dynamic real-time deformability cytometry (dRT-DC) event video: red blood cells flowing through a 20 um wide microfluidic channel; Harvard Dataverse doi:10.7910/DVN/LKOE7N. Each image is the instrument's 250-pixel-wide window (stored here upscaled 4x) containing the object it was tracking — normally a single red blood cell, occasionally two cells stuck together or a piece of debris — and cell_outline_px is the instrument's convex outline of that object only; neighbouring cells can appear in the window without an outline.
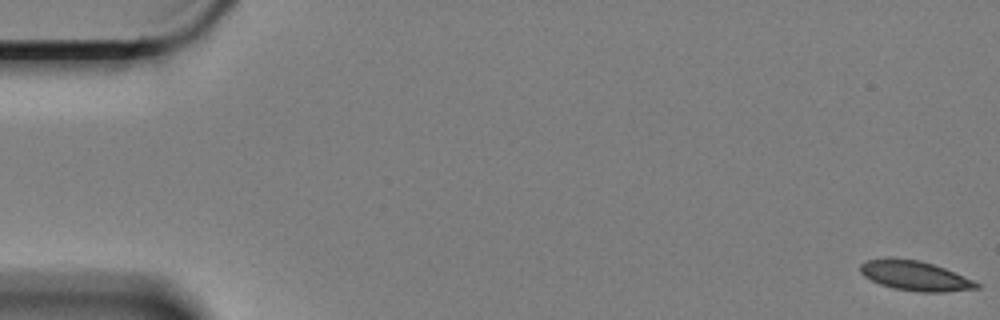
{"species": "Egyptian fruit bat (a non-hibernating species)", "species_latin": "Rousettus aegyptiacus", "temperature_condition": "cold", "stored_images_in_passage": 60, "camera_frame_rate_fps": 3000, "um_per_image_px": 0.085, "animal": {"sex": "female"}, "frame": {"image": 1, "passage_image": 1, "time_ms": 0.0, "image_size_px": [1000, 320], "cell_outline_px": [[980, 288], [948, 292], [916, 292], [892, 288], [880, 284], [864, 276], [860, 272], [860, 264], [868, 260], [920, 260], [944, 268], [972, 280], [980, 284]], "centroid_in_image_um": [77.81, 23.49], "position_along_channel_um": 7.2, "area_um2": 19.59}}
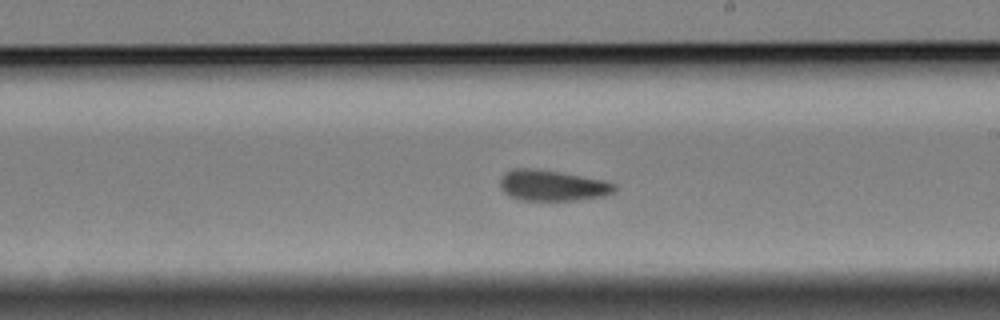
{"frame": {"image": 2, "passage_image": 35, "time_ms": 11.333, "image_size_px": [1000, 320], "cell_outline_px": [[616, 188], [612, 192], [604, 196], [576, 200], [520, 200], [508, 196], [500, 188], [500, 180], [504, 172], [512, 168], [528, 168], [560, 172], [604, 180], [616, 184]], "centroid_in_image_um": [46.91, 15.76], "position_along_channel_um": 242.1, "area_um2": 20.58}}
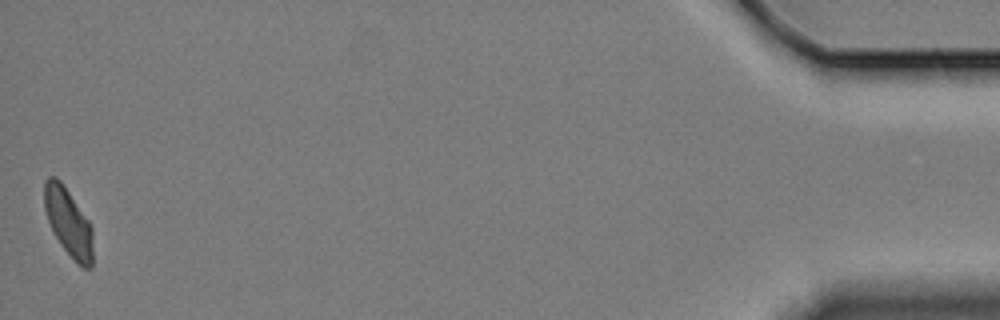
{"frame": {"image": 3, "passage_image": 60, "time_ms": 19.667, "image_size_px": [1000, 320], "cell_outline_px": [[92, 268], [84, 268], [76, 264], [60, 244], [52, 232], [44, 208], [44, 180], [48, 176], [56, 176], [60, 180], [88, 220], [92, 228]], "centroid_in_image_um": [5.79, 18.9], "position_along_channel_um": 429.4, "area_um2": 19.31}, "authors_computed_cell_mechanics": {"area_um2": 20.3456, "velocity_mm_per_s": 3.3389, "shape_relaxation_time_tau1_ms": 6.3591, "shape_relaxation_time_tau2_ms": 3.0697, "deformation_change_tau1": 0.1551, "deformation_change_tau2": 0.0838}}